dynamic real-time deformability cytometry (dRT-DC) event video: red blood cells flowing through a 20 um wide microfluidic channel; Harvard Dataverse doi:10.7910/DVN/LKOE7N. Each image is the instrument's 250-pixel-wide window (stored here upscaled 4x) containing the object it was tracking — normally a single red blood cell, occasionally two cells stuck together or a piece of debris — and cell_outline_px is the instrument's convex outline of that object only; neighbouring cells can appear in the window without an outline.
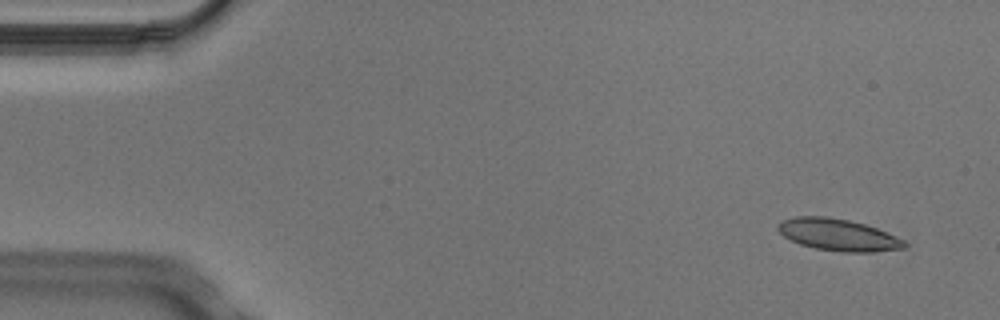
{"species": "Egyptian fruit bat (a non-hibernating species)", "species_latin": "Rousettus aegyptiacus", "temperature_condition": "cold", "stored_images_in_passage": 4, "camera_frame_rate_fps": 3000, "um_per_image_px": 0.085, "animal": {"sex": "male"}, "frame": {"image": 1, "passage_image": 1, "time_ms": 0.0, "image_size_px": [1000, 320], "cell_outline_px": [[908, 244], [904, 248], [872, 252], [840, 252], [816, 248], [800, 244], [784, 236], [776, 228], [776, 224], [784, 220], [796, 216], [828, 216], [848, 220], [864, 224], [876, 228], [896, 236], [904, 240]], "centroid_in_image_um": [71.24, 19.96], "position_along_channel_um": 13.8, "area_um2": 23.41}}